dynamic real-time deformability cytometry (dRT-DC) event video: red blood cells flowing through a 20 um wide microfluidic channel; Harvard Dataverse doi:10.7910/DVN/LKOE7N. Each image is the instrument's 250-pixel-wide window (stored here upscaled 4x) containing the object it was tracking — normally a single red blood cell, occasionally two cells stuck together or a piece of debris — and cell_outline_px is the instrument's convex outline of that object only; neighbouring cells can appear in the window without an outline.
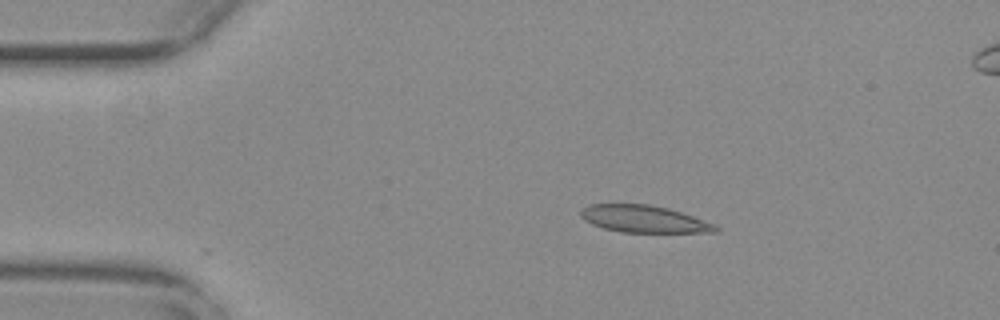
{"species": "common noctule bat (a hibernating species)", "species_latin": "Nyctalus noctula", "temperature_condition": "warm", "stored_images_in_passage": 10, "camera_frame_rate_fps": 3000, "um_per_image_px": 0.085, "animal": {"sex": "female", "body_mass_g": 29.2, "forearm_length_mm": 56.3}, "frame": {"image": 1, "passage_image": 1, "time_ms": 0.0, "image_size_px": [1000, 320], "cell_outline_px": [[720, 232], [620, 232], [604, 228], [592, 224], [584, 220], [580, 216], [580, 208], [588, 204], [648, 204], [668, 208], [716, 224], [720, 228]], "centroid_in_image_um": [54.71, 18.61], "position_along_channel_um": 30.3, "area_um2": 21.39}}
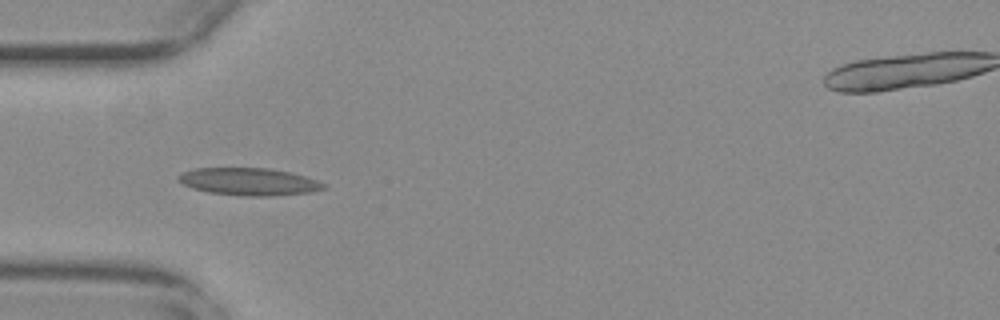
{"frame": {"image": 2, "passage_image": 8, "time_ms": 2.333, "image_size_px": [1000, 320], "cell_outline_px": [[328, 188], [308, 192], [272, 196], [240, 196], [208, 192], [192, 188], [176, 180], [176, 176], [184, 172], [196, 168], [268, 168], [288, 172], [304, 176], [328, 184]], "centroid_in_image_um": [21.15, 15.44], "position_along_channel_um": 63.8, "area_um2": 23.24}}